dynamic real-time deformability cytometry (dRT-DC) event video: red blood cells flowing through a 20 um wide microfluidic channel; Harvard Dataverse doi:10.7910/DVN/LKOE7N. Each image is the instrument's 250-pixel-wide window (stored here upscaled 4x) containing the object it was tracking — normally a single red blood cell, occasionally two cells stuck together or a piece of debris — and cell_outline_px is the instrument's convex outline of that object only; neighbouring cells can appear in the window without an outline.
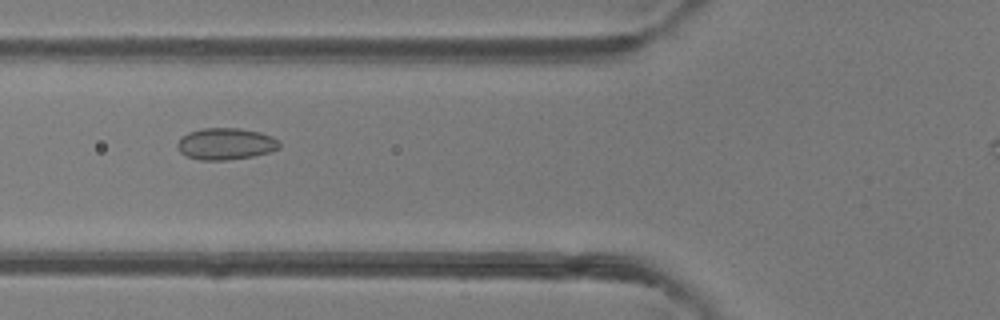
{"species": "common noctule bat (a hibernating species)", "species_latin": "Nyctalus noctula", "temperature_condition": "room temperature", "stored_images_in_passage": 31, "camera_frame_rate_fps": 3000, "um_per_image_px": 0.085, "animal": {"sex": "female"}, "frame": {"image": 1, "passage_image": 6, "time_ms": 1.667, "image_size_px": [1000, 320], "cell_outline_px": [[280, 148], [268, 152], [252, 156], [228, 160], [200, 160], [188, 156], [180, 152], [176, 148], [176, 144], [180, 136], [188, 132], [204, 128], [240, 128], [260, 132], [272, 136], [280, 140]], "centroid_in_image_um": [19.17, 12.22], "position_along_channel_um": 106.6, "area_um2": 19.02}}
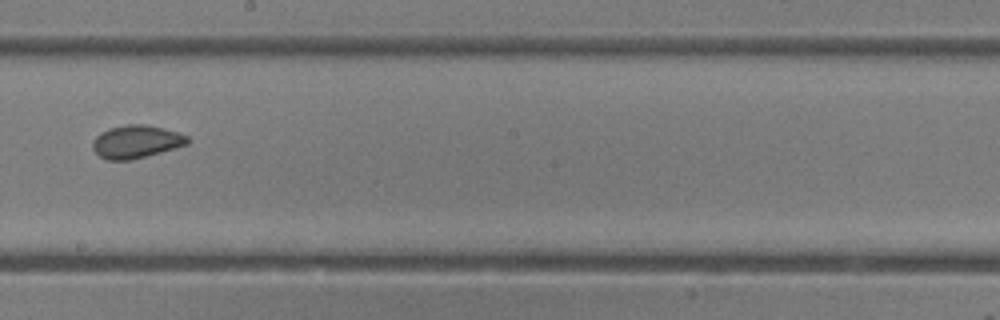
{"frame": {"image": 2, "passage_image": 15, "time_ms": 4.667, "image_size_px": [1000, 320], "cell_outline_px": [[192, 140], [188, 144], [132, 160], [108, 160], [100, 156], [92, 148], [92, 140], [100, 132], [108, 128], [128, 124], [144, 124], [176, 132], [188, 136]], "centroid_in_image_um": [11.55, 12.04], "position_along_channel_um": 236.6, "area_um2": 18.15}}
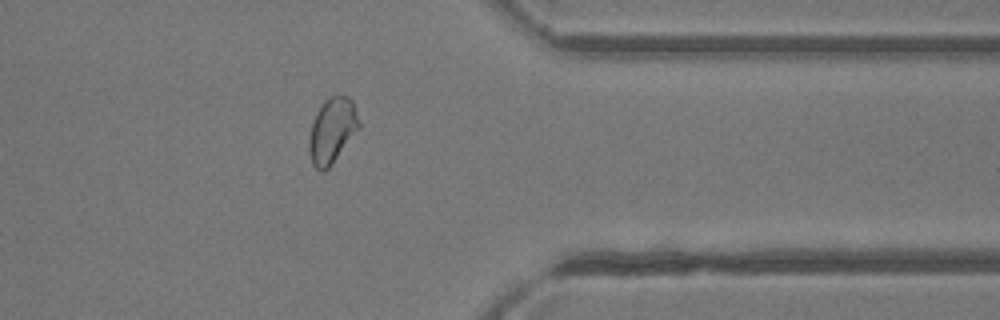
{"frame": {"image": 3, "passage_image": 26, "time_ms": 8.333, "image_size_px": [1000, 320], "cell_outline_px": [[360, 128], [332, 164], [324, 172], [320, 172], [312, 164], [308, 148], [308, 140], [312, 120], [316, 112], [324, 100], [332, 96], [348, 96], [352, 100], [360, 124]], "centroid_in_image_um": [28.21, 11.11], "position_along_channel_um": 383.2, "area_um2": 19.13}}